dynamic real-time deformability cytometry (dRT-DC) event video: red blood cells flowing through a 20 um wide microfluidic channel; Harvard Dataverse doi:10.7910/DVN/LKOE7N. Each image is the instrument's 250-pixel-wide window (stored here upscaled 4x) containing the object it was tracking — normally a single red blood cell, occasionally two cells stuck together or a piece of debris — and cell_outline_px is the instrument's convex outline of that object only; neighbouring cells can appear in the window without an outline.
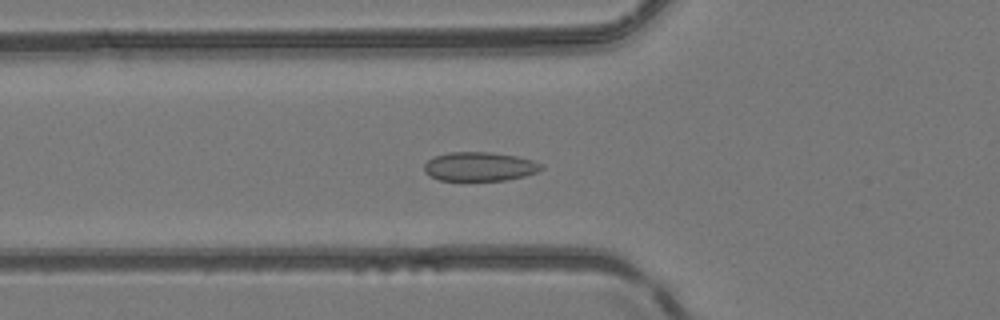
{"species": "common noctule bat (a hibernating species)", "species_latin": "Nyctalus noctula", "temperature_condition": "room temperature", "stored_images_in_passage": 51, "camera_frame_rate_fps": 3000, "um_per_image_px": 0.085, "animal": {"sex": "female", "body_mass_g": 24.6, "forearm_length_mm": 56.2}, "frame": {"image": 1, "passage_image": 19, "time_ms": 6.0, "image_size_px": [1000, 320], "cell_outline_px": [[544, 168], [536, 172], [524, 176], [508, 180], [440, 180], [424, 172], [424, 164], [432, 156], [448, 152], [492, 152], [516, 156], [532, 160], [544, 164]], "centroid_in_image_um": [40.77, 14.14], "position_along_channel_um": 85.0, "area_um2": 19.88}}
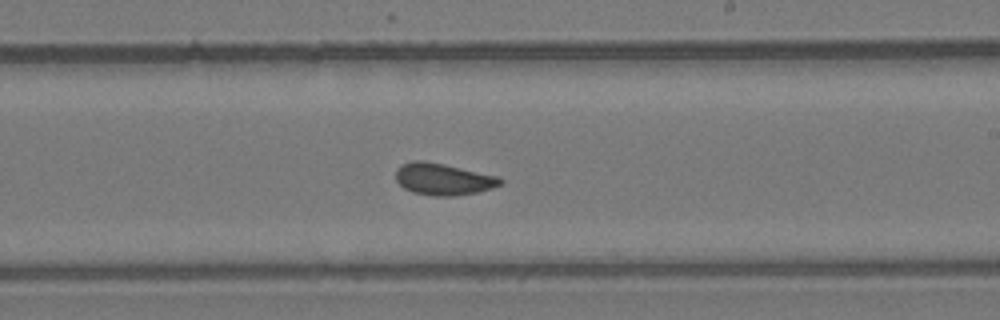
{"frame": {"image": 2, "passage_image": 31, "time_ms": 10.0, "image_size_px": [1000, 320], "cell_outline_px": [[504, 184], [492, 188], [476, 192], [456, 196], [432, 196], [412, 192], [404, 188], [396, 180], [396, 168], [412, 160], [424, 160], [444, 164], [500, 176], [504, 180]], "centroid_in_image_um": [37.71, 15.23], "position_along_channel_um": 251.3, "area_um2": 19.59}}
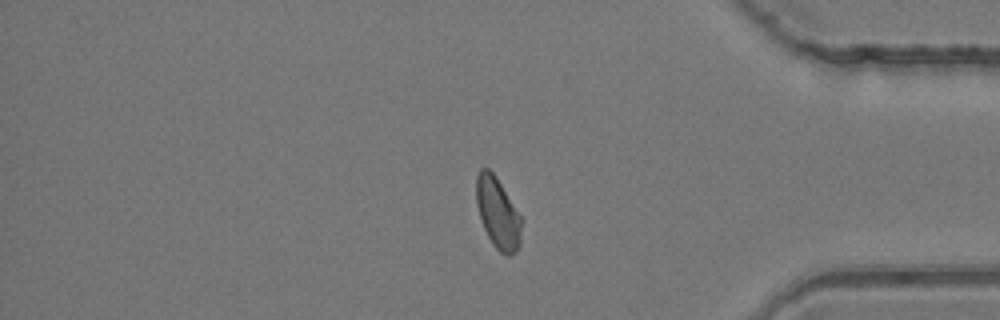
{"frame": {"image": 3, "passage_image": 43, "time_ms": 14.0, "image_size_px": [1000, 320], "cell_outline_px": [[524, 220], [520, 244], [516, 252], [508, 256], [500, 252], [492, 244], [484, 228], [476, 204], [476, 176], [480, 168], [488, 168], [496, 176]], "centroid_in_image_um": [42.34, 18.12], "position_along_channel_um": 392.9, "area_um2": 19.02}, "authors_computed_cell_mechanics": {"area_um2": 19.1896, "velocity_mm_per_s": 4.1319, "shape_relaxation_time_tau1_ms": null, "shape_relaxation_time_tau2_ms": 1.0977, "deformation_change_tau1": null, "deformation_change_tau2": 0.0477}}